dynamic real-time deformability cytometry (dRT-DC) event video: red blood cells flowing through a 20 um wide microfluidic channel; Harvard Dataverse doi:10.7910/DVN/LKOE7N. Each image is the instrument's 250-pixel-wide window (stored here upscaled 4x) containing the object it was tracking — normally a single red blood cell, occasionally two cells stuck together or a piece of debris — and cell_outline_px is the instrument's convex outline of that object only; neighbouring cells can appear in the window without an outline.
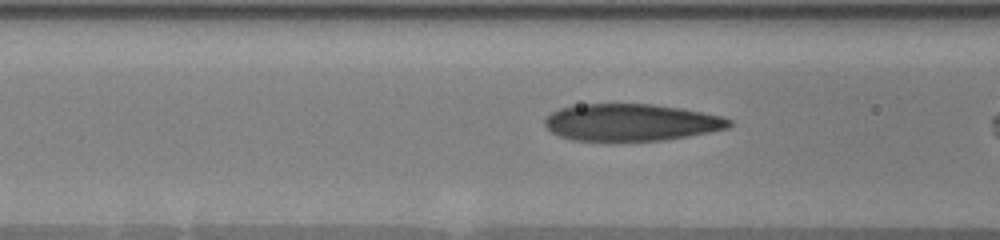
{"species": "human", "species_latin": "Homo sapiens", "temperature_condition": "warm", "stored_images_in_passage": 27, "camera_frame_rate_fps": 3000, "um_per_image_px": 0.085, "donor": {"sex": "male"}, "frame": {"image": 1, "passage_image": 8, "time_ms": 2.667, "image_size_px": [1000, 240], "cell_outline_px": [[732, 124], [728, 128], [688, 136], [664, 140], [572, 140], [560, 136], [552, 132], [544, 124], [544, 120], [552, 112], [560, 108], [580, 104], [652, 104], [680, 108], [724, 116], [732, 120]], "centroid_in_image_um": [53.66, 10.39], "position_along_channel_um": 112.9, "area_um2": 39.54}}
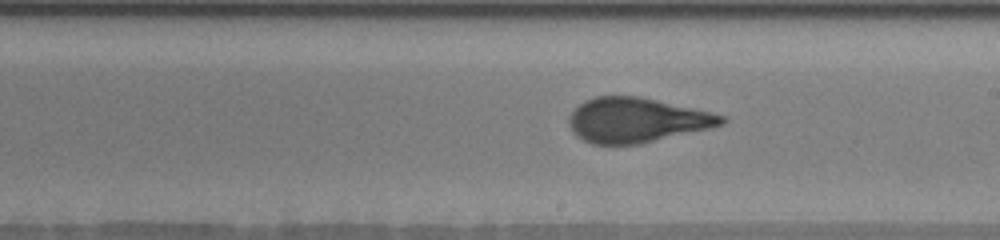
{"frame": {"image": 2, "passage_image": 17, "time_ms": 6.0, "image_size_px": [1000, 240], "cell_outline_px": [[728, 120], [724, 124], [712, 128], [640, 144], [592, 144], [576, 136], [572, 132], [568, 124], [568, 116], [584, 100], [596, 96], [640, 96], [712, 112], [728, 116]], "centroid_in_image_um": [54.14, 10.21], "position_along_channel_um": 234.9, "area_um2": 40.11}}
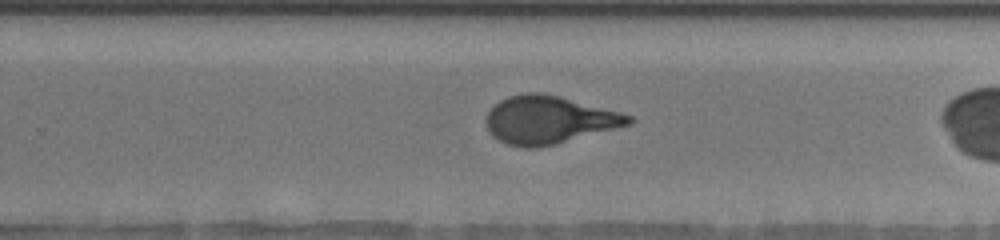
{"frame": {"image": 3, "passage_image": 20, "time_ms": 7.333, "image_size_px": [1000, 240], "cell_outline_px": [[636, 120], [632, 124], [556, 144], [540, 148], [524, 148], [508, 144], [492, 136], [488, 132], [484, 120], [488, 112], [500, 100], [508, 96], [524, 92], [544, 92], [560, 96], [620, 112], [632, 116]], "centroid_in_image_um": [46.65, 10.19], "position_along_channel_um": 283.2, "area_um2": 40.06}}